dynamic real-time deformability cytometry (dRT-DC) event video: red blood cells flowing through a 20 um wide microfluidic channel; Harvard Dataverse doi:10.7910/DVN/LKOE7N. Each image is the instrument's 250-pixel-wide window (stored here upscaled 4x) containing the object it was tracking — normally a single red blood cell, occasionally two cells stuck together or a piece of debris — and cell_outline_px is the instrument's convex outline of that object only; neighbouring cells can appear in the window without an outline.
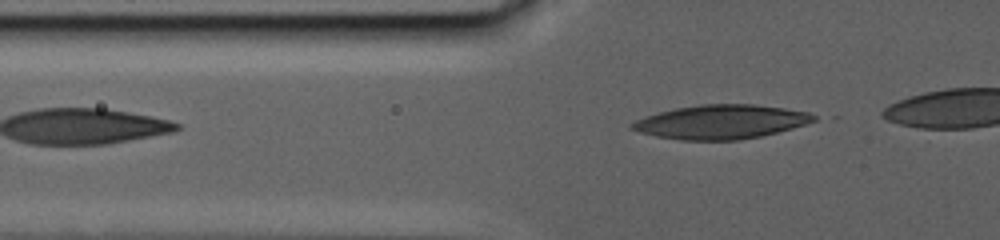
{"species": "human", "species_latin": "Homo sapiens", "temperature_condition": "warm", "stored_images_in_passage": 11, "camera_frame_rate_fps": 3000, "um_per_image_px": 0.085, "donor": {"sex": "male"}, "frame": {"image": 1, "passage_image": 2, "time_ms": 0.333, "image_size_px": [1000, 240], "cell_outline_px": [[816, 120], [792, 128], [760, 136], [736, 140], [680, 140], [656, 136], [640, 132], [628, 128], [628, 124], [644, 116], [676, 108], [700, 104], [752, 104], [784, 108], [808, 112], [816, 116]], "centroid_in_image_um": [61.23, 10.36], "position_along_channel_um": 64.6, "area_um2": 35.89}}